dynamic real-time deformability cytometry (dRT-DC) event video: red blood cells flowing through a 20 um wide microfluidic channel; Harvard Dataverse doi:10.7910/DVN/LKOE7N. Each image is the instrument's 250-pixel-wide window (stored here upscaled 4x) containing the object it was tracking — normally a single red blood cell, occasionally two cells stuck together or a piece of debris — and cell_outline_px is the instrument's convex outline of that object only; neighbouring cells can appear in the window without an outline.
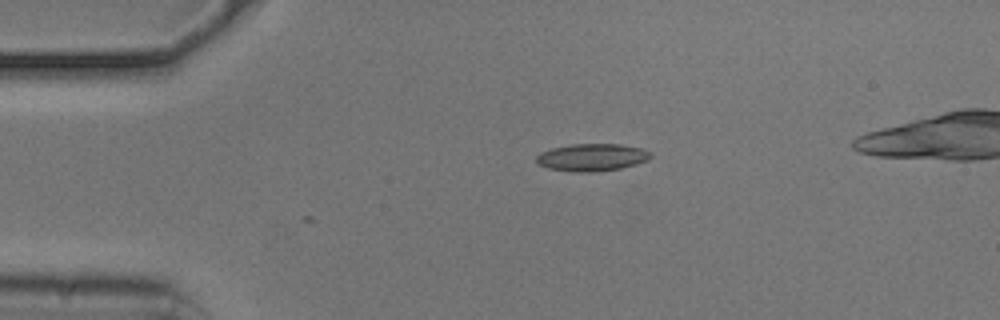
{"species": "common noctule bat (a hibernating species)", "species_latin": "Nyctalus noctula", "temperature_condition": "cold", "stored_images_in_passage": 36, "camera_frame_rate_fps": 3000, "um_per_image_px": 0.085, "animal": {"sex": "male", "body_mass_g": 20.5, "forearm_length_mm": 52.5}, "frame": {"image": 1, "passage_image": 1, "time_ms": 0.0, "image_size_px": [1000, 320], "cell_outline_px": [[652, 156], [648, 160], [636, 164], [620, 168], [592, 172], [572, 172], [548, 168], [536, 164], [536, 156], [540, 152], [552, 148], [572, 144], [620, 144], [640, 148], [652, 152]], "centroid_in_image_um": [50.29, 13.37], "position_along_channel_um": 34.7, "area_um2": 18.32}}
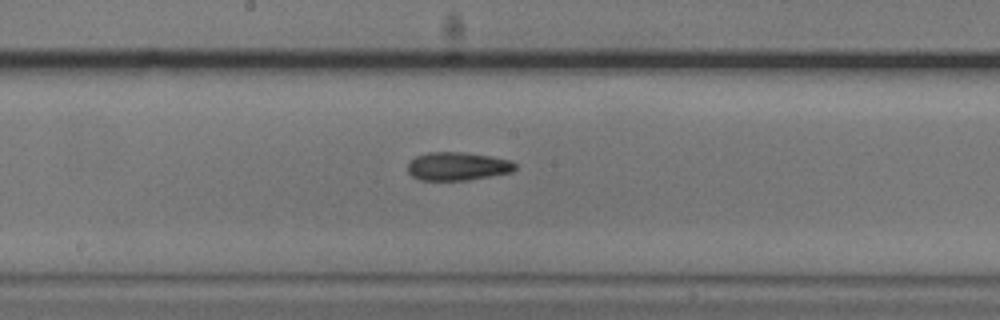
{"frame": {"image": 2, "passage_image": 18, "time_ms": 5.667, "image_size_px": [1000, 320], "cell_outline_px": [[516, 168], [512, 172], [468, 180], [420, 180], [412, 176], [408, 172], [408, 164], [416, 156], [428, 152], [464, 152], [492, 156], [512, 160], [516, 164]], "centroid_in_image_um": [38.92, 14.13], "position_along_channel_um": 209.3, "area_um2": 17.8}}
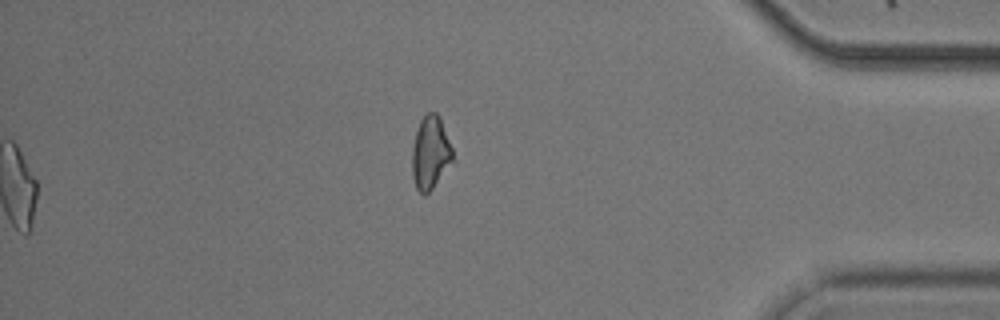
{"frame": {"image": 3, "passage_image": 36, "time_ms": 11.667, "image_size_px": [1000, 320], "cell_outline_px": [[456, 160], [432, 188], [424, 196], [416, 188], [412, 176], [412, 148], [416, 132], [420, 120], [424, 112], [436, 112], [440, 116], [452, 148]], "centroid_in_image_um": [36.61, 12.97], "position_along_channel_um": 398.6, "area_um2": 17.69}, "authors_computed_cell_mechanics": {"area_um2": 17.6868, "velocity_mm_per_s": 3.7222, "shape_relaxation_time_tau1_ms": null, "shape_relaxation_time_tau2_ms": 2.2648, "deformation_change_tau1": null, "deformation_change_tau2": 0.0974}}